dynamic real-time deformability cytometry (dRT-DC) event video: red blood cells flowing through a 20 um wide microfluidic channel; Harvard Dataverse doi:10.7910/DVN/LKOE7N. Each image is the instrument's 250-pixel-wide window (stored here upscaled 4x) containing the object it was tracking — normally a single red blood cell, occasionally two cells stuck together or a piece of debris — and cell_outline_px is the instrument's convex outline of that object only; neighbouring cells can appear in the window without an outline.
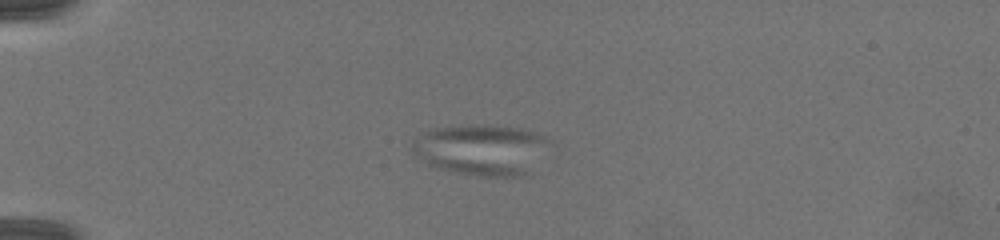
{"species": "common noctule bat (a hibernating species)", "species_latin": "Nyctalus noctula", "temperature_condition": "warm", "stored_images_in_passage": 18, "camera_frame_rate_fps": 3000, "um_per_image_px": 0.085, "animal": {"sex": "female", "body_mass_g": 19.5, "forearm_length_mm": 54.1}, "frame": {"image": 1, "passage_image": 11, "time_ms": 1.667, "image_size_px": [1000, 240], "cell_outline_px": [[544, 140], [524, 172], [512, 176], [480, 176], [456, 172], [436, 168], [428, 164], [412, 152], [412, 144], [428, 132], [440, 128], [516, 128], [544, 136]], "centroid_in_image_um": [40.72, 12.77], "position_along_channel_um": 44.3, "area_um2": 36.7}}